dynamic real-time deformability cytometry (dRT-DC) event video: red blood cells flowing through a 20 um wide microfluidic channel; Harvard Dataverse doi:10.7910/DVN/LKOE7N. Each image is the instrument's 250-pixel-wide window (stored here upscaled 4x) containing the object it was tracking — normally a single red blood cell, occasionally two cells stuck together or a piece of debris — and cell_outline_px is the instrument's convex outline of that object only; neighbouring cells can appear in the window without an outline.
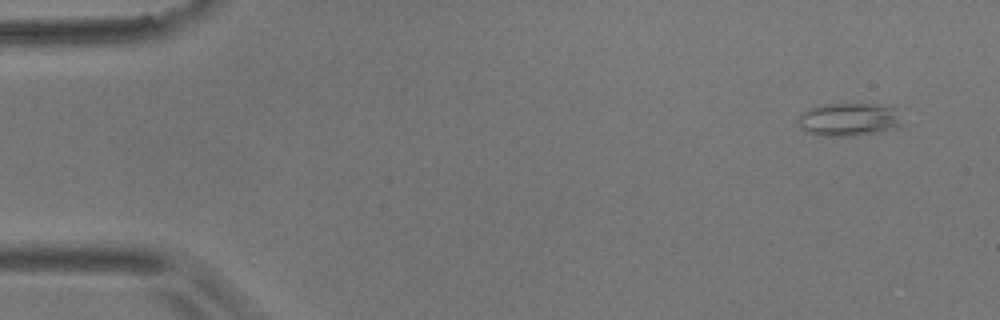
{"species": "common noctule bat (a hibernating species)", "species_latin": "Nyctalus noctula", "temperature_condition": "room temperature", "stored_images_in_passage": 6, "camera_frame_rate_fps": 3000, "um_per_image_px": 0.085, "animal": {"sex": "male", "body_mass_g": 17.9}, "frame": {"image": 1, "passage_image": 1, "time_ms": 0.0, "image_size_px": [1000, 320], "cell_outline_px": [[908, 124], [900, 128], [852, 136], [820, 136], [808, 132], [800, 128], [800, 112], [808, 108], [828, 104], [880, 104], [900, 108]], "centroid_in_image_um": [72.33, 10.15], "position_along_channel_um": 12.7, "area_um2": 20.87}}
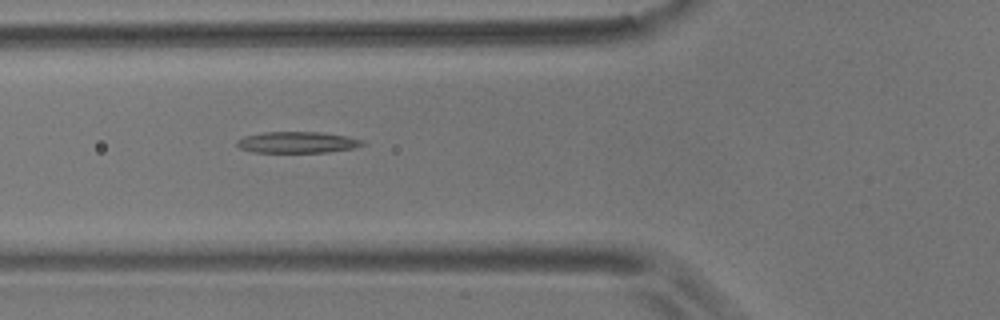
{"frame": {"image": 2, "passage_image": 6, "time_ms": 1.667, "image_size_px": [1000, 320], "cell_outline_px": [[368, 144], [352, 148], [328, 152], [252, 152], [240, 148], [236, 144], [236, 140], [244, 136], [264, 132], [320, 132], [348, 136], [364, 140]], "centroid_in_image_um": [25.29, 12.09], "position_along_channel_um": 100.5, "area_um2": 15.66}}